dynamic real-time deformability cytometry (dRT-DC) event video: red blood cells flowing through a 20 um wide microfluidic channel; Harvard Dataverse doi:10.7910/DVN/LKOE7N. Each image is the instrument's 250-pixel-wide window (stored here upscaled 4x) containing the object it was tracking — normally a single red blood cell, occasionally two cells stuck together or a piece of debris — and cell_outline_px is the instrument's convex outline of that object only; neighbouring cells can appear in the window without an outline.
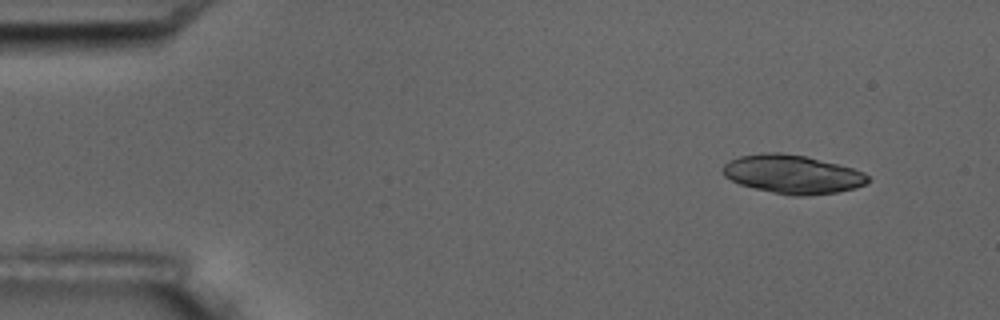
{"species": "common noctule bat (a hibernating species)", "species_latin": "Nyctalus noctula", "temperature_condition": "room temperature", "stored_images_in_passage": 4, "camera_frame_rate_fps": 3000, "um_per_image_px": 0.085, "animal": {"sex": "male", "body_mass_g": 17.5, "forearm_length_mm": 52.3}, "frame": {"image": 1, "passage_image": 1, "time_ms": 0.0, "image_size_px": [1000, 320], "cell_outline_px": [[872, 180], [856, 188], [836, 192], [804, 196], [792, 196], [772, 192], [740, 184], [724, 176], [720, 172], [720, 168], [728, 160], [740, 156], [764, 152], [780, 152], [804, 156], [852, 168], [864, 172]], "centroid_in_image_um": [67.33, 14.81], "position_along_channel_um": 17.7, "area_um2": 32.66}}